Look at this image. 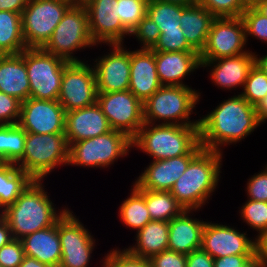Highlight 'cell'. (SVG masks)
<instances>
[{"mask_svg":"<svg viewBox=\"0 0 267 267\" xmlns=\"http://www.w3.org/2000/svg\"><path fill=\"white\" fill-rule=\"evenodd\" d=\"M259 121L265 123L267 120V95L255 107Z\"/></svg>","mask_w":267,"mask_h":267,"instance_id":"cell-53","label":"cell"},{"mask_svg":"<svg viewBox=\"0 0 267 267\" xmlns=\"http://www.w3.org/2000/svg\"><path fill=\"white\" fill-rule=\"evenodd\" d=\"M169 222L149 221L136 231V244L126 248L134 256L150 259L168 249Z\"/></svg>","mask_w":267,"mask_h":267,"instance_id":"cell-28","label":"cell"},{"mask_svg":"<svg viewBox=\"0 0 267 267\" xmlns=\"http://www.w3.org/2000/svg\"><path fill=\"white\" fill-rule=\"evenodd\" d=\"M254 8L267 18V0H261Z\"/></svg>","mask_w":267,"mask_h":267,"instance_id":"cell-57","label":"cell"},{"mask_svg":"<svg viewBox=\"0 0 267 267\" xmlns=\"http://www.w3.org/2000/svg\"><path fill=\"white\" fill-rule=\"evenodd\" d=\"M70 3H72L73 5H76V4H81L83 0H66Z\"/></svg>","mask_w":267,"mask_h":267,"instance_id":"cell-59","label":"cell"},{"mask_svg":"<svg viewBox=\"0 0 267 267\" xmlns=\"http://www.w3.org/2000/svg\"><path fill=\"white\" fill-rule=\"evenodd\" d=\"M234 227L206 222L202 232L201 249L213 258L228 255H255V239Z\"/></svg>","mask_w":267,"mask_h":267,"instance_id":"cell-17","label":"cell"},{"mask_svg":"<svg viewBox=\"0 0 267 267\" xmlns=\"http://www.w3.org/2000/svg\"><path fill=\"white\" fill-rule=\"evenodd\" d=\"M156 70L162 85L188 86L182 82L185 76L201 68L198 52L154 51Z\"/></svg>","mask_w":267,"mask_h":267,"instance_id":"cell-23","label":"cell"},{"mask_svg":"<svg viewBox=\"0 0 267 267\" xmlns=\"http://www.w3.org/2000/svg\"><path fill=\"white\" fill-rule=\"evenodd\" d=\"M109 46L113 50L108 55L98 57L93 65L98 93L129 90L130 50L123 47V44Z\"/></svg>","mask_w":267,"mask_h":267,"instance_id":"cell-18","label":"cell"},{"mask_svg":"<svg viewBox=\"0 0 267 267\" xmlns=\"http://www.w3.org/2000/svg\"><path fill=\"white\" fill-rule=\"evenodd\" d=\"M72 213L71 210H68L58 221L62 251L59 267H88L95 239Z\"/></svg>","mask_w":267,"mask_h":267,"instance_id":"cell-14","label":"cell"},{"mask_svg":"<svg viewBox=\"0 0 267 267\" xmlns=\"http://www.w3.org/2000/svg\"><path fill=\"white\" fill-rule=\"evenodd\" d=\"M43 187L41 180H33L16 201L0 213L9 225L13 239H22L57 224L69 210L65 207L58 213Z\"/></svg>","mask_w":267,"mask_h":267,"instance_id":"cell-2","label":"cell"},{"mask_svg":"<svg viewBox=\"0 0 267 267\" xmlns=\"http://www.w3.org/2000/svg\"><path fill=\"white\" fill-rule=\"evenodd\" d=\"M201 67H212L210 78L221 89L244 87L250 70L255 65L254 53L248 51L240 55L215 60H200Z\"/></svg>","mask_w":267,"mask_h":267,"instance_id":"cell-21","label":"cell"},{"mask_svg":"<svg viewBox=\"0 0 267 267\" xmlns=\"http://www.w3.org/2000/svg\"><path fill=\"white\" fill-rule=\"evenodd\" d=\"M255 260V255H228L214 258V267H247Z\"/></svg>","mask_w":267,"mask_h":267,"instance_id":"cell-47","label":"cell"},{"mask_svg":"<svg viewBox=\"0 0 267 267\" xmlns=\"http://www.w3.org/2000/svg\"><path fill=\"white\" fill-rule=\"evenodd\" d=\"M247 267H258V262L254 260L249 266Z\"/></svg>","mask_w":267,"mask_h":267,"instance_id":"cell-61","label":"cell"},{"mask_svg":"<svg viewBox=\"0 0 267 267\" xmlns=\"http://www.w3.org/2000/svg\"><path fill=\"white\" fill-rule=\"evenodd\" d=\"M17 124L30 133L65 134V110L58 100L29 97L21 104Z\"/></svg>","mask_w":267,"mask_h":267,"instance_id":"cell-16","label":"cell"},{"mask_svg":"<svg viewBox=\"0 0 267 267\" xmlns=\"http://www.w3.org/2000/svg\"><path fill=\"white\" fill-rule=\"evenodd\" d=\"M186 267H214V258L200 248L187 255Z\"/></svg>","mask_w":267,"mask_h":267,"instance_id":"cell-48","label":"cell"},{"mask_svg":"<svg viewBox=\"0 0 267 267\" xmlns=\"http://www.w3.org/2000/svg\"><path fill=\"white\" fill-rule=\"evenodd\" d=\"M242 4L248 8V7H255L261 0H241Z\"/></svg>","mask_w":267,"mask_h":267,"instance_id":"cell-58","label":"cell"},{"mask_svg":"<svg viewBox=\"0 0 267 267\" xmlns=\"http://www.w3.org/2000/svg\"><path fill=\"white\" fill-rule=\"evenodd\" d=\"M72 5L66 0H29L21 13L26 47L42 48Z\"/></svg>","mask_w":267,"mask_h":267,"instance_id":"cell-9","label":"cell"},{"mask_svg":"<svg viewBox=\"0 0 267 267\" xmlns=\"http://www.w3.org/2000/svg\"><path fill=\"white\" fill-rule=\"evenodd\" d=\"M29 0H0V11H10L15 13H22Z\"/></svg>","mask_w":267,"mask_h":267,"instance_id":"cell-50","label":"cell"},{"mask_svg":"<svg viewBox=\"0 0 267 267\" xmlns=\"http://www.w3.org/2000/svg\"><path fill=\"white\" fill-rule=\"evenodd\" d=\"M32 181L16 164L0 162V211L12 205Z\"/></svg>","mask_w":267,"mask_h":267,"instance_id":"cell-29","label":"cell"},{"mask_svg":"<svg viewBox=\"0 0 267 267\" xmlns=\"http://www.w3.org/2000/svg\"><path fill=\"white\" fill-rule=\"evenodd\" d=\"M193 210H184L169 221L168 249L185 255L201 248L205 222L191 218ZM190 216V217H189Z\"/></svg>","mask_w":267,"mask_h":267,"instance_id":"cell-24","label":"cell"},{"mask_svg":"<svg viewBox=\"0 0 267 267\" xmlns=\"http://www.w3.org/2000/svg\"><path fill=\"white\" fill-rule=\"evenodd\" d=\"M200 93L189 86L162 85L143 103L144 123L199 125V119L190 121V115L200 99Z\"/></svg>","mask_w":267,"mask_h":267,"instance_id":"cell-5","label":"cell"},{"mask_svg":"<svg viewBox=\"0 0 267 267\" xmlns=\"http://www.w3.org/2000/svg\"><path fill=\"white\" fill-rule=\"evenodd\" d=\"M95 45L89 33L87 11L81 3L66 11L42 49L66 62H82L73 52Z\"/></svg>","mask_w":267,"mask_h":267,"instance_id":"cell-7","label":"cell"},{"mask_svg":"<svg viewBox=\"0 0 267 267\" xmlns=\"http://www.w3.org/2000/svg\"><path fill=\"white\" fill-rule=\"evenodd\" d=\"M223 152L203 149L170 190L184 210H200L219 182Z\"/></svg>","mask_w":267,"mask_h":267,"instance_id":"cell-3","label":"cell"},{"mask_svg":"<svg viewBox=\"0 0 267 267\" xmlns=\"http://www.w3.org/2000/svg\"><path fill=\"white\" fill-rule=\"evenodd\" d=\"M13 239L7 221L0 215V248L8 244Z\"/></svg>","mask_w":267,"mask_h":267,"instance_id":"cell-51","label":"cell"},{"mask_svg":"<svg viewBox=\"0 0 267 267\" xmlns=\"http://www.w3.org/2000/svg\"><path fill=\"white\" fill-rule=\"evenodd\" d=\"M22 102L14 96L0 92V125L17 124Z\"/></svg>","mask_w":267,"mask_h":267,"instance_id":"cell-43","label":"cell"},{"mask_svg":"<svg viewBox=\"0 0 267 267\" xmlns=\"http://www.w3.org/2000/svg\"><path fill=\"white\" fill-rule=\"evenodd\" d=\"M152 50L158 52H197L188 44L181 28L179 30H162L159 40Z\"/></svg>","mask_w":267,"mask_h":267,"instance_id":"cell-37","label":"cell"},{"mask_svg":"<svg viewBox=\"0 0 267 267\" xmlns=\"http://www.w3.org/2000/svg\"><path fill=\"white\" fill-rule=\"evenodd\" d=\"M97 104L110 127L133 139L144 125L143 103L129 90L98 93Z\"/></svg>","mask_w":267,"mask_h":267,"instance_id":"cell-12","label":"cell"},{"mask_svg":"<svg viewBox=\"0 0 267 267\" xmlns=\"http://www.w3.org/2000/svg\"><path fill=\"white\" fill-rule=\"evenodd\" d=\"M8 55L1 47H0V58Z\"/></svg>","mask_w":267,"mask_h":267,"instance_id":"cell-60","label":"cell"},{"mask_svg":"<svg viewBox=\"0 0 267 267\" xmlns=\"http://www.w3.org/2000/svg\"><path fill=\"white\" fill-rule=\"evenodd\" d=\"M145 201L151 220L169 222L184 211L170 191L145 189Z\"/></svg>","mask_w":267,"mask_h":267,"instance_id":"cell-32","label":"cell"},{"mask_svg":"<svg viewBox=\"0 0 267 267\" xmlns=\"http://www.w3.org/2000/svg\"><path fill=\"white\" fill-rule=\"evenodd\" d=\"M245 27L241 17H221L212 21L200 60H215L248 52Z\"/></svg>","mask_w":267,"mask_h":267,"instance_id":"cell-13","label":"cell"},{"mask_svg":"<svg viewBox=\"0 0 267 267\" xmlns=\"http://www.w3.org/2000/svg\"><path fill=\"white\" fill-rule=\"evenodd\" d=\"M197 3L205 7L216 18L241 17L246 9L241 0H198Z\"/></svg>","mask_w":267,"mask_h":267,"instance_id":"cell-39","label":"cell"},{"mask_svg":"<svg viewBox=\"0 0 267 267\" xmlns=\"http://www.w3.org/2000/svg\"><path fill=\"white\" fill-rule=\"evenodd\" d=\"M98 89L94 68L85 61L67 62L61 81L58 102L65 112L91 106L97 102Z\"/></svg>","mask_w":267,"mask_h":267,"instance_id":"cell-11","label":"cell"},{"mask_svg":"<svg viewBox=\"0 0 267 267\" xmlns=\"http://www.w3.org/2000/svg\"><path fill=\"white\" fill-rule=\"evenodd\" d=\"M261 124L255 107L238 94L199 119L200 144L204 149L222 152L221 146L240 142Z\"/></svg>","mask_w":267,"mask_h":267,"instance_id":"cell-1","label":"cell"},{"mask_svg":"<svg viewBox=\"0 0 267 267\" xmlns=\"http://www.w3.org/2000/svg\"><path fill=\"white\" fill-rule=\"evenodd\" d=\"M160 1L179 6H190L194 2H197L198 0H160Z\"/></svg>","mask_w":267,"mask_h":267,"instance_id":"cell-56","label":"cell"},{"mask_svg":"<svg viewBox=\"0 0 267 267\" xmlns=\"http://www.w3.org/2000/svg\"><path fill=\"white\" fill-rule=\"evenodd\" d=\"M0 162L7 163V125H0Z\"/></svg>","mask_w":267,"mask_h":267,"instance_id":"cell-52","label":"cell"},{"mask_svg":"<svg viewBox=\"0 0 267 267\" xmlns=\"http://www.w3.org/2000/svg\"><path fill=\"white\" fill-rule=\"evenodd\" d=\"M111 130L108 119L97 102L88 107L65 112V135L69 145Z\"/></svg>","mask_w":267,"mask_h":267,"instance_id":"cell-20","label":"cell"},{"mask_svg":"<svg viewBox=\"0 0 267 267\" xmlns=\"http://www.w3.org/2000/svg\"><path fill=\"white\" fill-rule=\"evenodd\" d=\"M131 147L132 139L112 129L103 135L71 143L68 165L107 168L119 157L127 156Z\"/></svg>","mask_w":267,"mask_h":267,"instance_id":"cell-8","label":"cell"},{"mask_svg":"<svg viewBox=\"0 0 267 267\" xmlns=\"http://www.w3.org/2000/svg\"><path fill=\"white\" fill-rule=\"evenodd\" d=\"M25 256L35 258L49 267H59L62 251L57 224L28 234L21 239Z\"/></svg>","mask_w":267,"mask_h":267,"instance_id":"cell-25","label":"cell"},{"mask_svg":"<svg viewBox=\"0 0 267 267\" xmlns=\"http://www.w3.org/2000/svg\"><path fill=\"white\" fill-rule=\"evenodd\" d=\"M132 35L141 42V49L152 50L159 40L161 31L157 24L146 15L132 30L129 36Z\"/></svg>","mask_w":267,"mask_h":267,"instance_id":"cell-41","label":"cell"},{"mask_svg":"<svg viewBox=\"0 0 267 267\" xmlns=\"http://www.w3.org/2000/svg\"><path fill=\"white\" fill-rule=\"evenodd\" d=\"M148 261L151 267H186L187 255L166 249L152 256Z\"/></svg>","mask_w":267,"mask_h":267,"instance_id":"cell-46","label":"cell"},{"mask_svg":"<svg viewBox=\"0 0 267 267\" xmlns=\"http://www.w3.org/2000/svg\"><path fill=\"white\" fill-rule=\"evenodd\" d=\"M245 27L246 42L248 36L255 37L261 42L267 43V18L259 13L254 7H248L241 15Z\"/></svg>","mask_w":267,"mask_h":267,"instance_id":"cell-38","label":"cell"},{"mask_svg":"<svg viewBox=\"0 0 267 267\" xmlns=\"http://www.w3.org/2000/svg\"><path fill=\"white\" fill-rule=\"evenodd\" d=\"M0 47L7 54H20L27 48L20 13L0 11Z\"/></svg>","mask_w":267,"mask_h":267,"instance_id":"cell-31","label":"cell"},{"mask_svg":"<svg viewBox=\"0 0 267 267\" xmlns=\"http://www.w3.org/2000/svg\"><path fill=\"white\" fill-rule=\"evenodd\" d=\"M26 136L18 124L7 125V163L16 164L23 157Z\"/></svg>","mask_w":267,"mask_h":267,"instance_id":"cell-40","label":"cell"},{"mask_svg":"<svg viewBox=\"0 0 267 267\" xmlns=\"http://www.w3.org/2000/svg\"><path fill=\"white\" fill-rule=\"evenodd\" d=\"M132 186L130 197L119 207V217L123 224L139 231L151 218L146 206L145 189H139L134 184Z\"/></svg>","mask_w":267,"mask_h":267,"instance_id":"cell-30","label":"cell"},{"mask_svg":"<svg viewBox=\"0 0 267 267\" xmlns=\"http://www.w3.org/2000/svg\"><path fill=\"white\" fill-rule=\"evenodd\" d=\"M262 171L248 179L246 191L248 199L267 202V165Z\"/></svg>","mask_w":267,"mask_h":267,"instance_id":"cell-45","label":"cell"},{"mask_svg":"<svg viewBox=\"0 0 267 267\" xmlns=\"http://www.w3.org/2000/svg\"><path fill=\"white\" fill-rule=\"evenodd\" d=\"M255 260L267 267V231L255 238Z\"/></svg>","mask_w":267,"mask_h":267,"instance_id":"cell-49","label":"cell"},{"mask_svg":"<svg viewBox=\"0 0 267 267\" xmlns=\"http://www.w3.org/2000/svg\"><path fill=\"white\" fill-rule=\"evenodd\" d=\"M102 267H151L147 259L139 258L124 250H111L105 258Z\"/></svg>","mask_w":267,"mask_h":267,"instance_id":"cell-42","label":"cell"},{"mask_svg":"<svg viewBox=\"0 0 267 267\" xmlns=\"http://www.w3.org/2000/svg\"><path fill=\"white\" fill-rule=\"evenodd\" d=\"M200 142L187 154L152 163L139 175L134 185L139 189L170 191L189 163L203 150Z\"/></svg>","mask_w":267,"mask_h":267,"instance_id":"cell-19","label":"cell"},{"mask_svg":"<svg viewBox=\"0 0 267 267\" xmlns=\"http://www.w3.org/2000/svg\"><path fill=\"white\" fill-rule=\"evenodd\" d=\"M255 66L258 67L267 76V55L258 58L256 53L254 54Z\"/></svg>","mask_w":267,"mask_h":267,"instance_id":"cell-55","label":"cell"},{"mask_svg":"<svg viewBox=\"0 0 267 267\" xmlns=\"http://www.w3.org/2000/svg\"><path fill=\"white\" fill-rule=\"evenodd\" d=\"M161 86L154 51L148 49L130 51L129 91L144 103Z\"/></svg>","mask_w":267,"mask_h":267,"instance_id":"cell-22","label":"cell"},{"mask_svg":"<svg viewBox=\"0 0 267 267\" xmlns=\"http://www.w3.org/2000/svg\"><path fill=\"white\" fill-rule=\"evenodd\" d=\"M162 30H179L182 6L151 0L147 4V14Z\"/></svg>","mask_w":267,"mask_h":267,"instance_id":"cell-33","label":"cell"},{"mask_svg":"<svg viewBox=\"0 0 267 267\" xmlns=\"http://www.w3.org/2000/svg\"><path fill=\"white\" fill-rule=\"evenodd\" d=\"M88 15L89 33L95 44H123L130 33L119 14V0H83Z\"/></svg>","mask_w":267,"mask_h":267,"instance_id":"cell-15","label":"cell"},{"mask_svg":"<svg viewBox=\"0 0 267 267\" xmlns=\"http://www.w3.org/2000/svg\"><path fill=\"white\" fill-rule=\"evenodd\" d=\"M240 95L254 107L267 95V76L255 65L250 70Z\"/></svg>","mask_w":267,"mask_h":267,"instance_id":"cell-34","label":"cell"},{"mask_svg":"<svg viewBox=\"0 0 267 267\" xmlns=\"http://www.w3.org/2000/svg\"><path fill=\"white\" fill-rule=\"evenodd\" d=\"M24 247L21 239H12L0 248V266L18 267L24 258Z\"/></svg>","mask_w":267,"mask_h":267,"instance_id":"cell-44","label":"cell"},{"mask_svg":"<svg viewBox=\"0 0 267 267\" xmlns=\"http://www.w3.org/2000/svg\"><path fill=\"white\" fill-rule=\"evenodd\" d=\"M199 142V125L144 123L132 139V148L153 160H164L187 155Z\"/></svg>","mask_w":267,"mask_h":267,"instance_id":"cell-4","label":"cell"},{"mask_svg":"<svg viewBox=\"0 0 267 267\" xmlns=\"http://www.w3.org/2000/svg\"><path fill=\"white\" fill-rule=\"evenodd\" d=\"M148 2L144 0H119V16L124 28L132 30L147 14Z\"/></svg>","mask_w":267,"mask_h":267,"instance_id":"cell-36","label":"cell"},{"mask_svg":"<svg viewBox=\"0 0 267 267\" xmlns=\"http://www.w3.org/2000/svg\"><path fill=\"white\" fill-rule=\"evenodd\" d=\"M18 267H49L47 264L38 261L35 258L24 256L22 263Z\"/></svg>","mask_w":267,"mask_h":267,"instance_id":"cell-54","label":"cell"},{"mask_svg":"<svg viewBox=\"0 0 267 267\" xmlns=\"http://www.w3.org/2000/svg\"><path fill=\"white\" fill-rule=\"evenodd\" d=\"M66 61L42 48H26L25 64L30 85V97L58 100Z\"/></svg>","mask_w":267,"mask_h":267,"instance_id":"cell-10","label":"cell"},{"mask_svg":"<svg viewBox=\"0 0 267 267\" xmlns=\"http://www.w3.org/2000/svg\"><path fill=\"white\" fill-rule=\"evenodd\" d=\"M0 92L14 96L21 102L30 97L25 50L0 58Z\"/></svg>","mask_w":267,"mask_h":267,"instance_id":"cell-26","label":"cell"},{"mask_svg":"<svg viewBox=\"0 0 267 267\" xmlns=\"http://www.w3.org/2000/svg\"><path fill=\"white\" fill-rule=\"evenodd\" d=\"M239 210L243 222L255 229L258 235L267 231V202L248 199Z\"/></svg>","mask_w":267,"mask_h":267,"instance_id":"cell-35","label":"cell"},{"mask_svg":"<svg viewBox=\"0 0 267 267\" xmlns=\"http://www.w3.org/2000/svg\"><path fill=\"white\" fill-rule=\"evenodd\" d=\"M69 144L65 134L27 132L23 157L16 165L33 180L43 181L57 166L67 165Z\"/></svg>","mask_w":267,"mask_h":267,"instance_id":"cell-6","label":"cell"},{"mask_svg":"<svg viewBox=\"0 0 267 267\" xmlns=\"http://www.w3.org/2000/svg\"><path fill=\"white\" fill-rule=\"evenodd\" d=\"M216 17L197 2L190 6H182L180 28L188 44L200 53L206 43L212 21Z\"/></svg>","mask_w":267,"mask_h":267,"instance_id":"cell-27","label":"cell"}]
</instances>
